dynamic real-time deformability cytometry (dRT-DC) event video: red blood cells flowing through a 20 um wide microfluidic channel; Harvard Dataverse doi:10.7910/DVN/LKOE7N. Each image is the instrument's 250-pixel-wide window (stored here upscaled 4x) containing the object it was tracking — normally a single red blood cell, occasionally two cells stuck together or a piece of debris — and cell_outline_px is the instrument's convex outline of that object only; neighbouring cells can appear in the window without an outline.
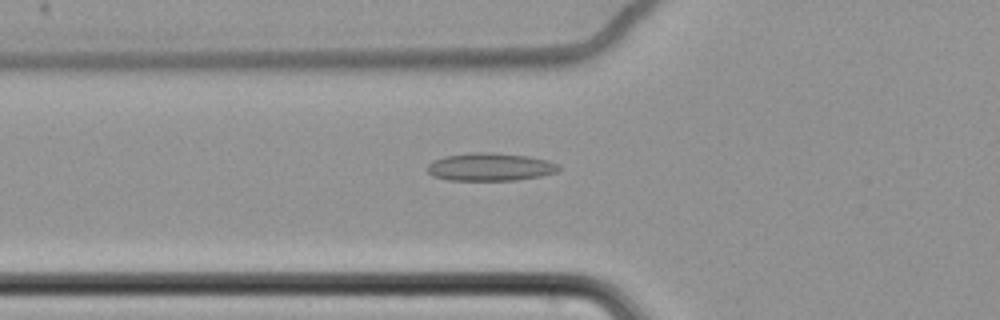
{"species": "common noctule bat (a hibernating species)", "species_latin": "Nyctalus noctula", "temperature_condition": "cold", "stored_images_in_passage": 61, "camera_frame_rate_fps": 3000, "um_per_image_px": 0.085, "animal": {"sex": "female", "body_mass_g": 22.7, "forearm_length_mm": 54.2}, "frame": {"image": 1, "passage_image": 23, "time_ms": 7.333, "image_size_px": [1000, 320], "cell_outline_px": [[560, 168], [556, 172], [540, 176], [516, 180], [448, 180], [432, 176], [428, 172], [428, 164], [432, 160], [444, 156], [472, 152], [492, 152], [528, 156], [548, 160], [560, 164]], "centroid_in_image_um": [41.66, 14.18], "position_along_channel_um": 84.1, "area_um2": 21.5}}
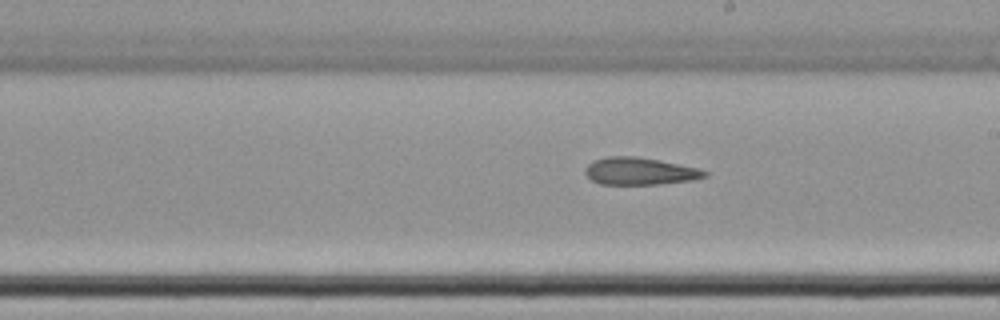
{"frame": {"image": 2, "passage_image": 36, "time_ms": 11.667, "image_size_px": [1000, 320], "cell_outline_px": [[708, 176], [696, 180], [660, 184], [600, 184], [592, 180], [584, 172], [584, 168], [592, 160], [604, 156], [636, 156], [696, 168], [708, 172]], "centroid_in_image_um": [54.34, 14.55], "position_along_channel_um": 234.7, "area_um2": 19.02}}
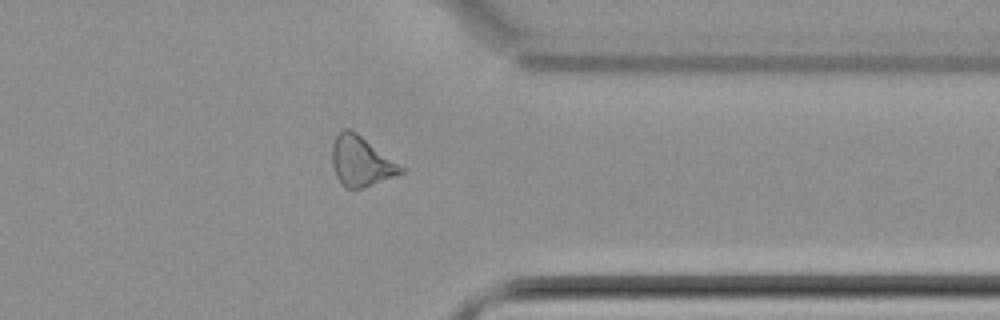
{"frame": {"image": 3, "passage_image": 49, "time_ms": 16.0, "image_size_px": [1000, 320], "cell_outline_px": [[404, 172], [360, 188], [344, 188], [340, 184], [336, 176], [332, 164], [332, 144], [336, 136], [344, 128], [348, 128], [356, 132], [404, 168]], "centroid_in_image_um": [30.63, 13.7], "position_along_channel_um": 380.8, "area_um2": 19.54}, "authors_computed_cell_mechanics": {"area_um2": 21.1548, "velocity_mm_per_s": 3.475, "shape_relaxation_time_tau1_ms": null, "shape_relaxation_time_tau2_ms": 4.8095, "deformation_change_tau1": null, "deformation_change_tau2": 0.132}}